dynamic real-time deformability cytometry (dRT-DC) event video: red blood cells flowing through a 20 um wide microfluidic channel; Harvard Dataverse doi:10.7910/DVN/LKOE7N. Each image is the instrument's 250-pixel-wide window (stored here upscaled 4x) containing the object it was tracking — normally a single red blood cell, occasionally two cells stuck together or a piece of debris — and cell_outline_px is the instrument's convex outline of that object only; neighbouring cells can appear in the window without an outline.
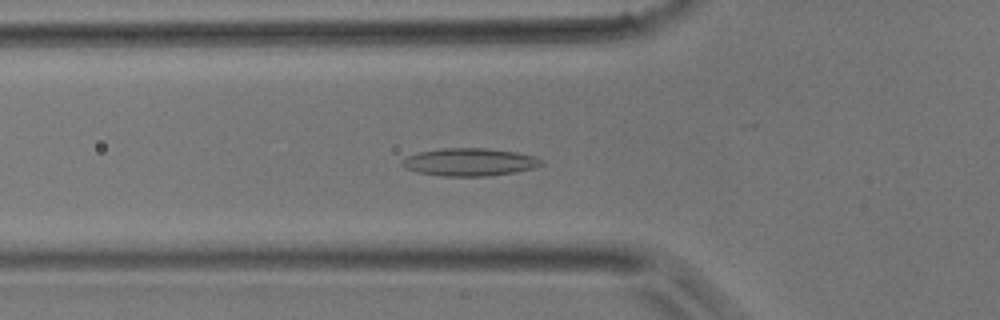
{"species": "common noctule bat (a hibernating species)", "species_latin": "Nyctalus noctula", "temperature_condition": "room temperature", "stored_images_in_passage": 48, "camera_frame_rate_fps": 3000, "um_per_image_px": 0.085, "animal": {"sex": "male", "body_mass_g": 17.9}, "frame": {"image": 1, "passage_image": 16, "time_ms": 5.0, "image_size_px": [1000, 320], "cell_outline_px": [[544, 164], [532, 168], [516, 172], [488, 176], [444, 176], [420, 172], [404, 168], [400, 164], [400, 160], [408, 156], [420, 152], [440, 148], [488, 148], [516, 152], [536, 156], [544, 160]], "centroid_in_image_um": [39.94, 13.77], "position_along_channel_um": 85.9, "area_um2": 22.6}}
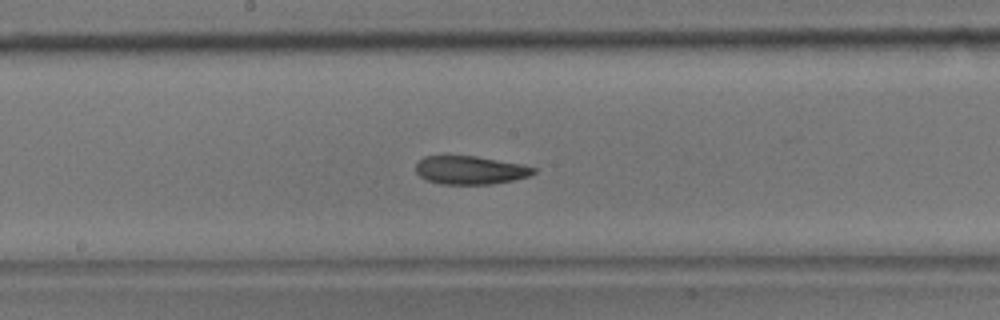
{"frame": {"image": 2, "passage_image": 25, "time_ms": 8.0, "image_size_px": [1000, 320], "cell_outline_px": [[536, 172], [528, 176], [512, 180], [492, 184], [440, 184], [428, 180], [420, 176], [416, 172], [416, 164], [424, 156], [476, 156], [520, 164], [536, 168]], "centroid_in_image_um": [39.96, 14.46], "position_along_channel_um": 208.2, "area_um2": 19.25}}
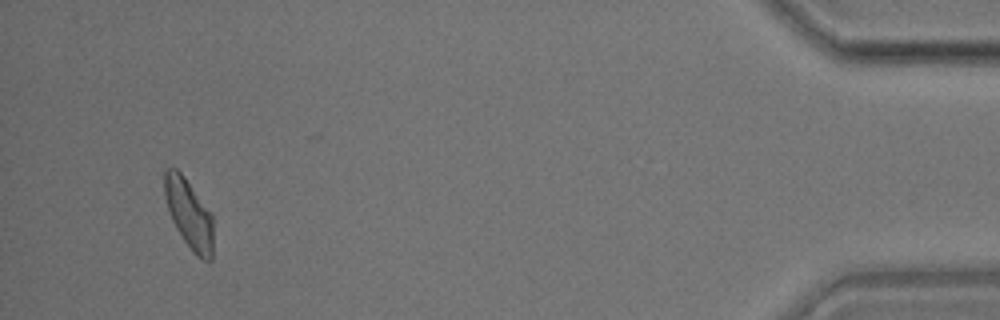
{"frame": {"image": 3, "passage_image": 46, "time_ms": 15.0, "image_size_px": [1000, 320], "cell_outline_px": [[212, 260], [204, 260], [196, 256], [192, 252], [176, 228], [172, 220], [168, 208], [164, 192], [164, 168], [176, 168], [184, 176], [212, 216]], "centroid_in_image_um": [16.04, 18.18], "position_along_channel_um": 419.2, "area_um2": 19.31}}